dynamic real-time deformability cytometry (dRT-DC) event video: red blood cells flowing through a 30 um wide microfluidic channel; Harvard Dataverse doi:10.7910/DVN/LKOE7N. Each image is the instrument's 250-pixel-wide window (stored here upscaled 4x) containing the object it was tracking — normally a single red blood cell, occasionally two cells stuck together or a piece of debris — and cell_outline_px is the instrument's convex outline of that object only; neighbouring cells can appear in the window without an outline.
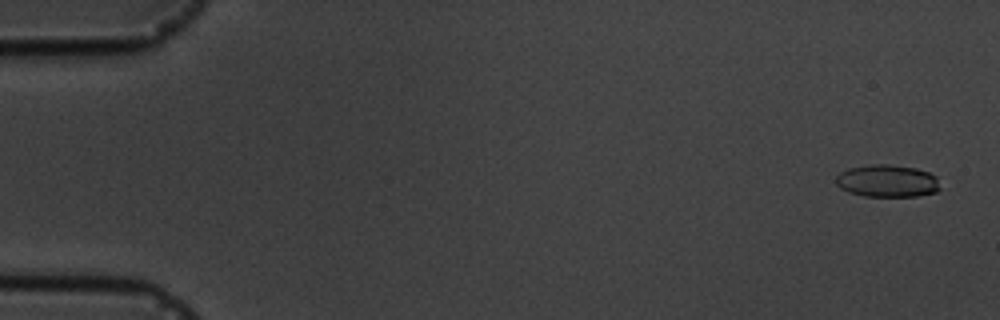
{"species": "common noctule bat (a hibernating species)", "species_latin": "Nyctalus noctula", "temperature_condition": "cold", "stored_images_in_passage": 5, "camera_frame_rate_fps": 3000, "um_per_image_px": 0.085, "animal": {"sex": "male", "body_mass_g": 19.5, "forearm_length_mm": 54.6}, "frame": {"image": 1, "passage_image": 1, "time_ms": 0.0, "image_size_px": [1000, 320], "cell_outline_px": [[940, 188], [936, 192], [916, 196], [864, 196], [848, 192], [840, 188], [836, 184], [836, 176], [840, 172], [848, 168], [872, 164], [888, 164], [916, 168], [928, 172], [936, 176]], "centroid_in_image_um": [75.4, 15.38], "position_along_channel_um": 9.6, "area_um2": 19.71}}
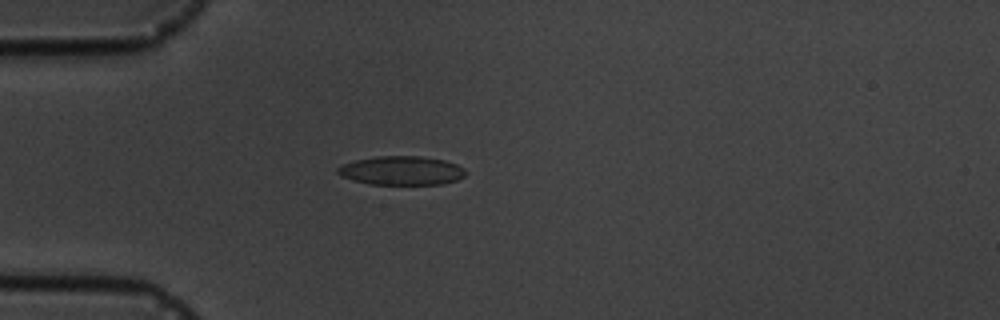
{"frame": {"image": 2, "passage_image": 5, "time_ms": 4.667, "image_size_px": [1000, 320], "cell_outline_px": [[468, 172], [464, 176], [456, 180], [444, 184], [372, 184], [352, 180], [340, 176], [336, 172], [336, 168], [344, 164], [356, 160], [376, 156], [420, 156], [444, 160], [456, 164], [464, 168]], "centroid_in_image_um": [34.13, 14.5], "position_along_channel_um": 50.9, "area_um2": 21.56}}